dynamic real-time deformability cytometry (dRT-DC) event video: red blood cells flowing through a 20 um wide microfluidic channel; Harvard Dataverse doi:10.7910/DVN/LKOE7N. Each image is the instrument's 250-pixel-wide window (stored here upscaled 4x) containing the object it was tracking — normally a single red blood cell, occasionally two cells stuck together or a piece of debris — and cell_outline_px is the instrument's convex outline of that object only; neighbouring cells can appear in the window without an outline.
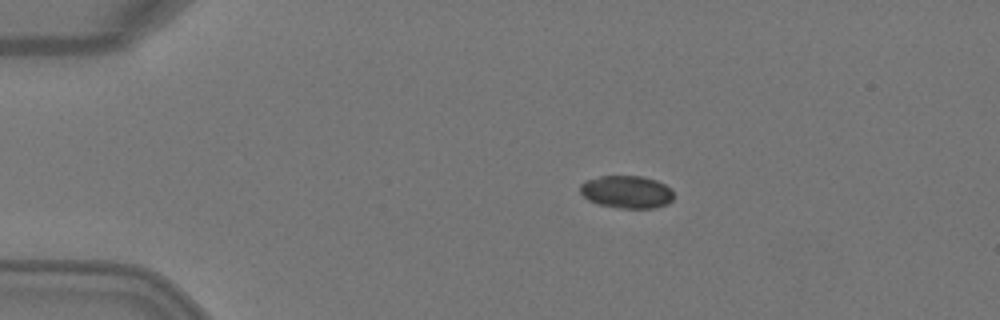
{"species": "Egyptian fruit bat (a non-hibernating species)", "species_latin": "Rousettus aegyptiacus", "temperature_condition": "warm", "stored_images_in_passage": 5, "camera_frame_rate_fps": 3000, "um_per_image_px": 0.085, "animal": {"sex": "female"}, "frame": {"image": 1, "passage_image": 2, "time_ms": 0.333, "image_size_px": [1000, 320], "cell_outline_px": [[672, 200], [668, 204], [656, 208], [616, 208], [596, 204], [588, 200], [580, 192], [580, 184], [584, 180], [600, 176], [644, 176], [656, 180], [672, 188]], "centroid_in_image_um": [53.25, 16.31], "position_along_channel_um": 31.7, "area_um2": 18.09}}
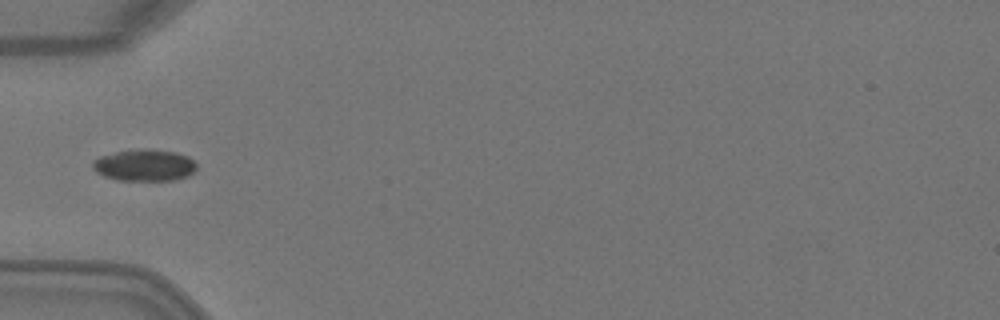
{"frame": {"image": 2, "passage_image": 4, "time_ms": 1.0, "image_size_px": [1000, 320], "cell_outline_px": [[196, 168], [188, 176], [176, 180], [116, 180], [104, 176], [96, 172], [92, 168], [92, 160], [100, 156], [116, 152], [144, 148], [176, 152], [188, 156], [196, 164]], "centroid_in_image_um": [12.26, 14.04], "position_along_channel_um": 72.7, "area_um2": 19.25}}